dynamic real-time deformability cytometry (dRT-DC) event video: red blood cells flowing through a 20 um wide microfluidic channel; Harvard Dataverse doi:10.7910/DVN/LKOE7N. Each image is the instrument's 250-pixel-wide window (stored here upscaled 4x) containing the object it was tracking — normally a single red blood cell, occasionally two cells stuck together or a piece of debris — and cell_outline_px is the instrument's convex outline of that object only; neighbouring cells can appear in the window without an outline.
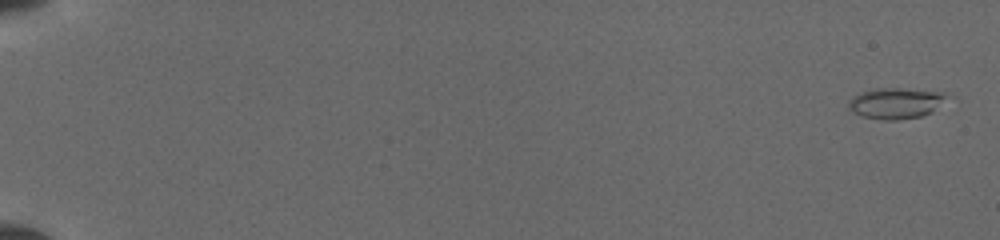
{"species": "common noctule bat (a hibernating species)", "species_latin": "Nyctalus noctula", "temperature_condition": "cold", "stored_images_in_passage": 14, "camera_frame_rate_fps": 3000, "um_per_image_px": 0.085, "animal": {"sex": "female", "body_mass_g": 19.5, "forearm_length_mm": 54.1}, "frame": {"image": 1, "passage_image": 1, "time_ms": 0.0, "image_size_px": [1000, 240], "cell_outline_px": [[948, 96], [932, 112], [920, 116], [896, 120], [884, 120], [864, 116], [852, 112], [848, 108], [848, 100], [852, 96], [860, 92], [876, 88], [900, 88], [944, 92]], "centroid_in_image_um": [76.09, 8.76], "position_along_channel_um": 8.9, "area_um2": 17.63}}
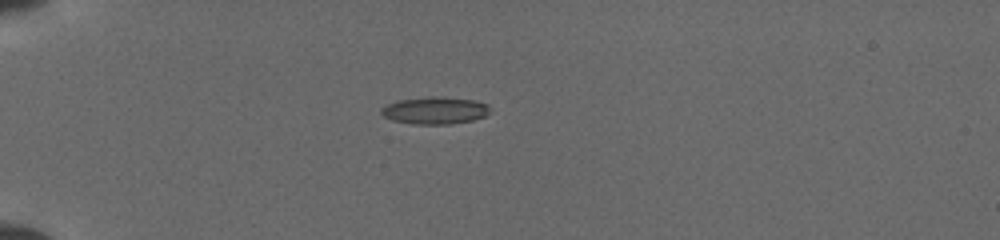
{"frame": {"image": 2, "passage_image": 13, "time_ms": 5.0, "image_size_px": [1000, 240], "cell_outline_px": [[488, 112], [484, 116], [472, 120], [448, 124], [412, 124], [392, 120], [384, 116], [380, 112], [380, 108], [396, 100], [428, 96], [444, 96], [476, 100], [488, 104]], "centroid_in_image_um": [36.94, 9.37], "position_along_channel_um": 48.1, "area_um2": 17.4}}